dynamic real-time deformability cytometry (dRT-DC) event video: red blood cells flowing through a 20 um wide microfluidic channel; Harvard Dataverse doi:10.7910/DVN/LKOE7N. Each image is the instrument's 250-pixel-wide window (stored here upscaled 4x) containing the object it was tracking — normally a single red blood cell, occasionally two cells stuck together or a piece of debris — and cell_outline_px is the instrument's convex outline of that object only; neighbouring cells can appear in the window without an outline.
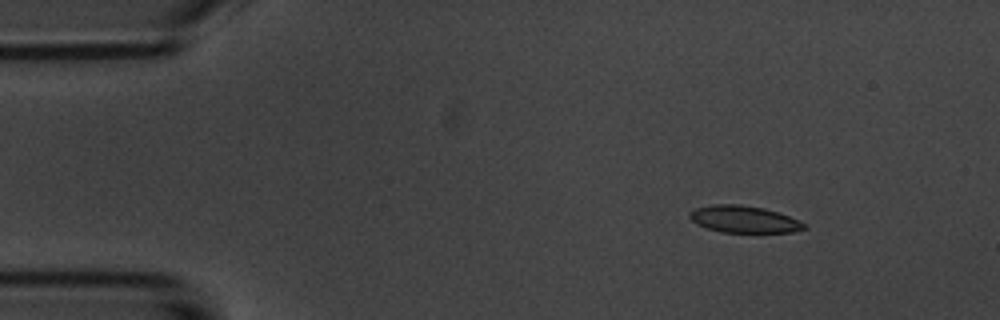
{"species": "common noctule bat (a hibernating species)", "species_latin": "Nyctalus noctula", "temperature_condition": "room temperature", "stored_images_in_passage": 4, "segment_of_instrument_passage": [1, 2], "camera_frame_rate_fps": 3000, "um_per_image_px": 0.085, "animal": {"sex": "male", "body_mass_g": 20.1, "forearm_length_mm": 53.5}, "frame": {"image": 1, "passage_image": 1, "time_ms": 0.0, "image_size_px": [1000, 320], "cell_outline_px": [[808, 228], [792, 232], [720, 232], [696, 224], [688, 216], [688, 212], [696, 208], [712, 204], [740, 204], [764, 208], [788, 216], [804, 224]], "centroid_in_image_um": [63.18, 18.63], "position_along_channel_um": 21.8, "area_um2": 17.86}}